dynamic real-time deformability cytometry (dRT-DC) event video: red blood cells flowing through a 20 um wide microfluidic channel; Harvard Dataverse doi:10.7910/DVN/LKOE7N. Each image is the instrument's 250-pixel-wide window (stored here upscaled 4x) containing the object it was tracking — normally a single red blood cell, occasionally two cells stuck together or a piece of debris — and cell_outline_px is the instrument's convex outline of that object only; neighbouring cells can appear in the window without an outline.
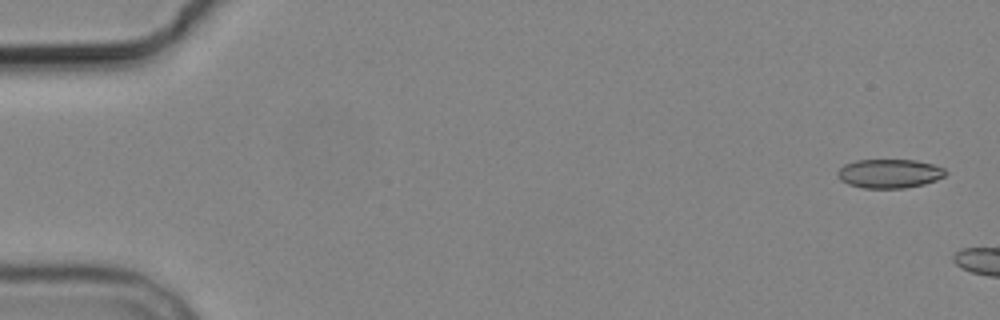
{"species": "common noctule bat (a hibernating species)", "species_latin": "Nyctalus noctula", "temperature_condition": "cold", "stored_images_in_passage": 3, "camera_frame_rate_fps": 3000, "um_per_image_px": 0.085, "animal": {"sex": "male", "body_mass_g": 19.2, "forearm_length_mm": 51.8}, "frame": {"image": 1, "passage_image": 1, "time_ms": 0.0, "image_size_px": [1000, 320], "cell_outline_px": [[948, 172], [944, 176], [936, 180], [924, 184], [904, 188], [864, 188], [848, 184], [840, 180], [836, 172], [844, 164], [856, 160], [916, 160], [932, 164], [944, 168]], "centroid_in_image_um": [75.59, 14.75], "position_along_channel_um": 9.4, "area_um2": 18.26}}